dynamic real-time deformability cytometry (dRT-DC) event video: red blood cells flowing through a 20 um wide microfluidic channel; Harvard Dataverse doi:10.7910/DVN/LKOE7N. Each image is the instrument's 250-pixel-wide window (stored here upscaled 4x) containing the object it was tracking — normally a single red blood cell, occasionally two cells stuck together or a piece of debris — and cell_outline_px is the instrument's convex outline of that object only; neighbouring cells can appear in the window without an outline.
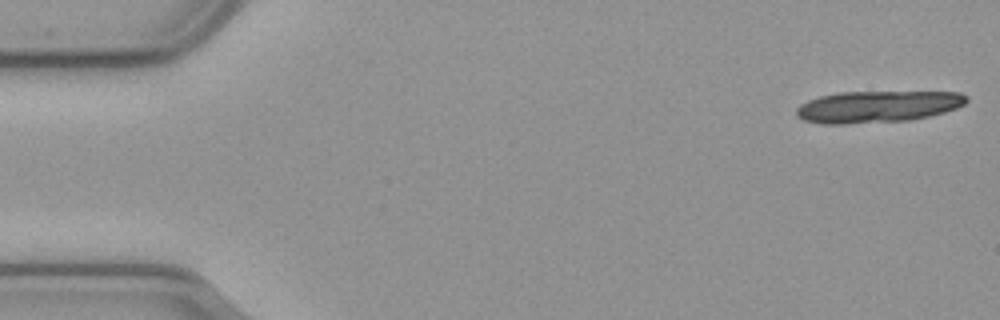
{"species": "common noctule bat (a hibernating species)", "species_latin": "Nyctalus noctula", "temperature_condition": "cold", "stored_images_in_passage": 11, "camera_frame_rate_fps": 3000, "um_per_image_px": 0.085, "animal": {"sex": "male", "body_mass_g": 23.1, "forearm_length_mm": 52.7}, "frame": {"image": 1, "passage_image": 1, "time_ms": 0.0, "image_size_px": [1000, 320], "cell_outline_px": [[968, 100], [964, 104], [956, 108], [944, 112], [912, 120], [844, 124], [820, 124], [804, 120], [796, 112], [796, 108], [800, 104], [808, 100], [820, 96], [840, 92], [960, 92], [968, 96]], "centroid_in_image_um": [74.6, 9.06], "position_along_channel_um": 10.4, "area_um2": 31.44}}